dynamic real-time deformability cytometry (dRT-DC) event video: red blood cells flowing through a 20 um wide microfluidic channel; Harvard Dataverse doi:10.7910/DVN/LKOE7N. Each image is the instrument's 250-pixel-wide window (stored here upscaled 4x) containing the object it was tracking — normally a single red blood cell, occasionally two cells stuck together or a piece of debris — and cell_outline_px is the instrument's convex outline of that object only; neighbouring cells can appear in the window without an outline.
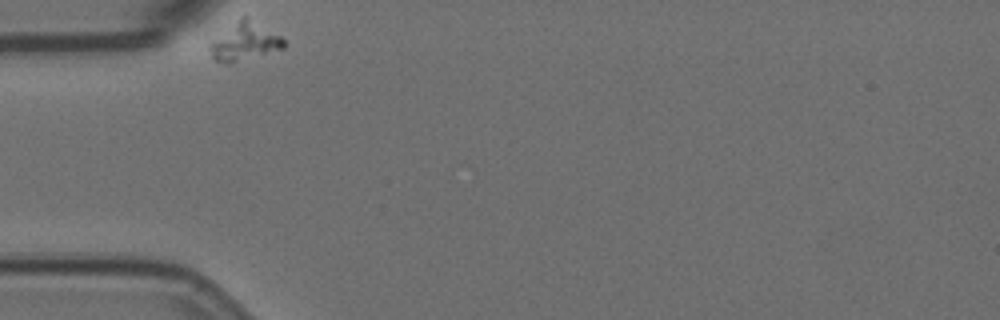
{"species": "Egyptian fruit bat (a non-hibernating species)", "species_latin": "Rousettus aegyptiacus", "temperature_condition": "room temperature", "stored_images_in_passage": 3, "camera_frame_rate_fps": 3000, "um_per_image_px": 0.085, "animal": {"sex": "female"}, "frame": {"image": 1, "passage_image": 1, "time_ms": 0.0, "image_size_px": [1000, 320], "cell_outline_px": [[284, 48], [228, 64], [216, 60], [212, 56], [212, 44], [240, 16], [248, 16], [280, 36], [284, 40]], "centroid_in_image_um": [20.86, 3.52], "position_along_channel_um": 64.1, "area_um2": 15.61}}
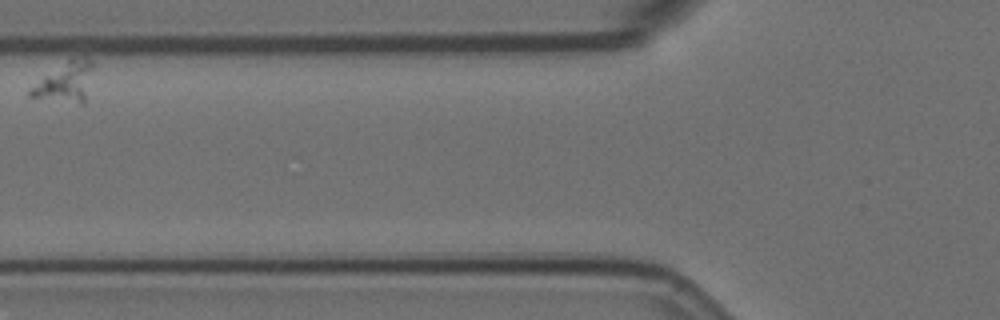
{"frame": {"image": 2, "passage_image": 3, "time_ms": 0.667, "image_size_px": [1000, 320], "cell_outline_px": [[96, 64], [84, 104], [80, 104], [28, 96], [28, 88], [44, 76], [72, 56], [88, 56]], "centroid_in_image_um": [5.63, 6.92], "position_along_channel_um": 120.2, "area_um2": 15.09}}